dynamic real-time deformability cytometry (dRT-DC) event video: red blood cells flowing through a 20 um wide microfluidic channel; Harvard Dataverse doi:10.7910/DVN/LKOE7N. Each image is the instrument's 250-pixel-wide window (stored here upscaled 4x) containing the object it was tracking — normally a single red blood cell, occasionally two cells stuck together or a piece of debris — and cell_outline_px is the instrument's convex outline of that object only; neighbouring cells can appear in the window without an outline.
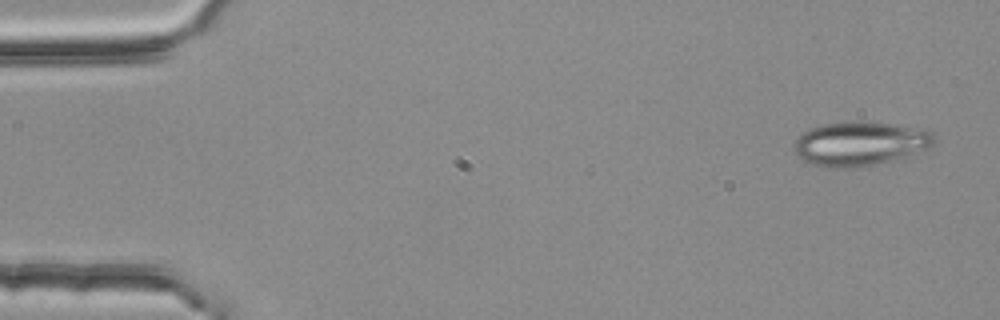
{"species": "common noctule bat (a hibernating species)", "species_latin": "Nyctalus noctula", "temperature_condition": "room temperature", "stored_images_in_passage": 4, "camera_frame_rate_fps": 3000, "um_per_image_px": 0.085, "animal": {"sex": "female", "body_mass_g": 25.1}, "frame": {"image": 1, "passage_image": 1, "time_ms": 0.0, "image_size_px": [1000, 320], "cell_outline_px": [[936, 140], [932, 144], [924, 148], [904, 156], [872, 164], [852, 168], [824, 168], [812, 164], [804, 160], [796, 152], [792, 144], [808, 128], [824, 124], [896, 124], [928, 128], [936, 136]], "centroid_in_image_um": [73.1, 12.23], "position_along_channel_um": 11.9, "area_um2": 34.97}}